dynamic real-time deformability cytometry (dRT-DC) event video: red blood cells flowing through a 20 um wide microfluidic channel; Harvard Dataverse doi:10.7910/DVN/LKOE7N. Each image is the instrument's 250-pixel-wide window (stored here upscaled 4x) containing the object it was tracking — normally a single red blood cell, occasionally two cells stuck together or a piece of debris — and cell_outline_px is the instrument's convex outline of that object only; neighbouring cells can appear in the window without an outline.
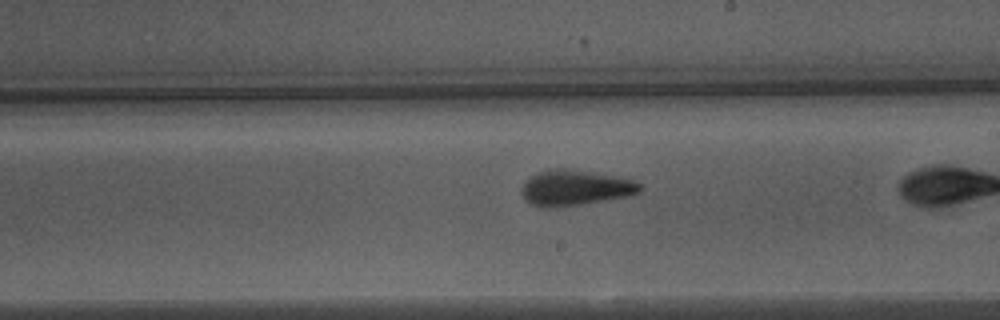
{"species": "Egyptian fruit bat (a non-hibernating species)", "species_latin": "Rousettus aegyptiacus", "temperature_condition": "warm", "stored_images_in_passage": 35, "camera_frame_rate_fps": 3000, "um_per_image_px": 0.085, "animal": {"sex": "male"}, "frame": {"image": 1, "passage_image": 24, "time_ms": 7.667, "image_size_px": [1000, 320], "cell_outline_px": [[644, 188], [640, 192], [632, 196], [580, 204], [548, 208], [540, 208], [524, 200], [520, 192], [520, 188], [532, 176], [540, 172], [560, 168], [564, 168], [620, 176], [636, 180]], "centroid_in_image_um": [48.94, 15.97], "position_along_channel_um": 240.1, "area_um2": 24.68}}
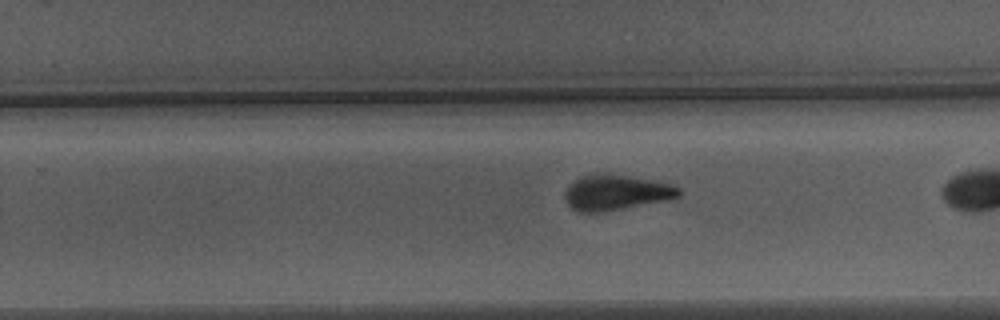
{"frame": {"image": 2, "passage_image": 27, "time_ms": 8.667, "image_size_px": [1000, 320], "cell_outline_px": [[680, 196], [660, 200], [596, 212], [576, 212], [568, 204], [564, 196], [564, 192], [580, 176], [592, 172], [600, 172], [628, 176], [672, 184], [680, 188]], "centroid_in_image_um": [52.28, 16.32], "position_along_channel_um": 277.5, "area_um2": 22.83}}